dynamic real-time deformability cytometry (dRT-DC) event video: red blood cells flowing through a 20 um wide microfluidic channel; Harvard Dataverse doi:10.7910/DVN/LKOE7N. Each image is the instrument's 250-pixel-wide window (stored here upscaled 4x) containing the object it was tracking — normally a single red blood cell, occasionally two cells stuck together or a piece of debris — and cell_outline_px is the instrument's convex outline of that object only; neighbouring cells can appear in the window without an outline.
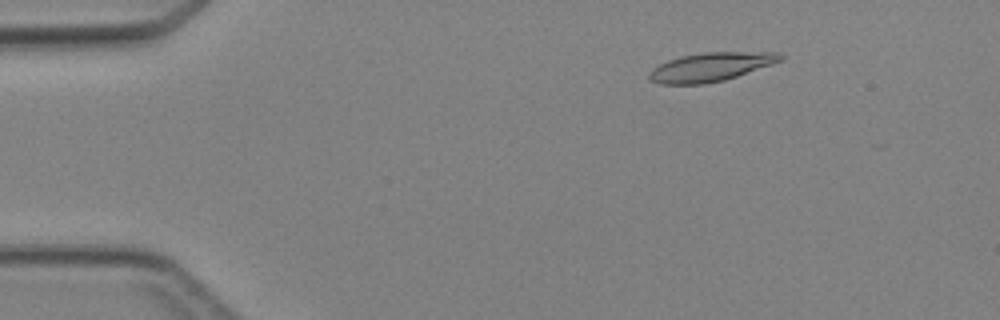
{"species": "Egyptian fruit bat (a non-hibernating species)", "species_latin": "Rousettus aegyptiacus", "temperature_condition": "cold", "stored_images_in_passage": 3, "camera_frame_rate_fps": 3000, "um_per_image_px": 0.085, "animal": {"sex": "female"}, "frame": {"image": 1, "passage_image": 2, "time_ms": 1.0, "image_size_px": [1000, 320], "cell_outline_px": [[784, 60], [724, 80], [704, 84], [660, 84], [648, 80], [648, 72], [652, 68], [668, 60], [680, 56], [704, 52], [780, 52], [784, 56]], "centroid_in_image_um": [60.39, 5.69], "position_along_channel_um": 24.6, "area_um2": 22.08}}